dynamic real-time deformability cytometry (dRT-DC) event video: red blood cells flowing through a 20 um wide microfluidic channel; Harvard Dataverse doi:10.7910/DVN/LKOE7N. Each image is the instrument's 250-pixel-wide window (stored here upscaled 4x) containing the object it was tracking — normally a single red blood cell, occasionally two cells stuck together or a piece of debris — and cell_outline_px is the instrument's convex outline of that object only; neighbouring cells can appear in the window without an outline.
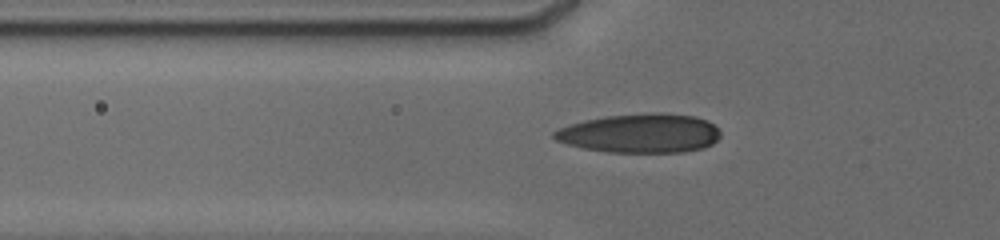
{"species": "human", "species_latin": "Homo sapiens", "temperature_condition": "cold", "stored_images_in_passage": 41, "camera_frame_rate_fps": 3000, "um_per_image_px": 0.085, "donor": {"sex": "male"}, "frame": {"image": 1, "passage_image": 15, "time_ms": 6.667, "image_size_px": [1000, 240], "cell_outline_px": [[720, 136], [712, 144], [704, 148], [684, 152], [608, 152], [584, 148], [568, 144], [556, 140], [552, 136], [552, 132], [560, 128], [584, 120], [604, 116], [692, 116], [708, 120], [720, 132]], "centroid_in_image_um": [54.39, 11.38], "position_along_channel_um": 71.4, "area_um2": 36.47}}
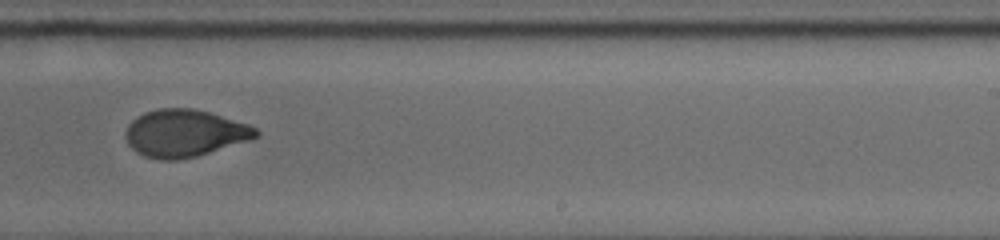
{"frame": {"image": 2, "passage_image": 24, "time_ms": 12.0, "image_size_px": [1000, 240], "cell_outline_px": [[260, 136], [248, 140], [196, 156], [180, 160], [160, 160], [144, 156], [136, 152], [128, 144], [124, 136], [124, 132], [128, 124], [132, 120], [144, 112], [160, 108], [192, 108], [208, 112], [248, 124], [256, 128], [260, 132]], "centroid_in_image_um": [15.65, 11.32], "position_along_channel_um": 273.3, "area_um2": 35.89}}
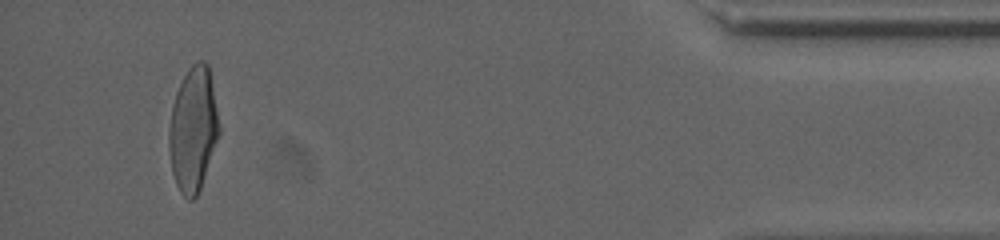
{"frame": {"image": 3, "passage_image": 38, "time_ms": 17.333, "image_size_px": [1000, 240], "cell_outline_px": [[220, 132], [200, 188], [196, 196], [192, 200], [188, 200], [180, 192], [176, 184], [172, 172], [168, 148], [168, 132], [172, 104], [176, 92], [188, 68], [196, 60], [204, 60], [208, 64], [220, 128]], "centroid_in_image_um": [16.4, 10.98], "position_along_channel_um": 418.8, "area_um2": 36.24}, "authors_computed_cell_mechanics": {"area_um2": 35.4314, "velocity_mm_per_s": 3.8232, "shape_relaxation_time_tau1_ms": 4.7013, "shape_relaxation_time_tau2_ms": 1.0229, "deformation_change_tau1": 0.1777, "deformation_change_tau2": 0.0527}}